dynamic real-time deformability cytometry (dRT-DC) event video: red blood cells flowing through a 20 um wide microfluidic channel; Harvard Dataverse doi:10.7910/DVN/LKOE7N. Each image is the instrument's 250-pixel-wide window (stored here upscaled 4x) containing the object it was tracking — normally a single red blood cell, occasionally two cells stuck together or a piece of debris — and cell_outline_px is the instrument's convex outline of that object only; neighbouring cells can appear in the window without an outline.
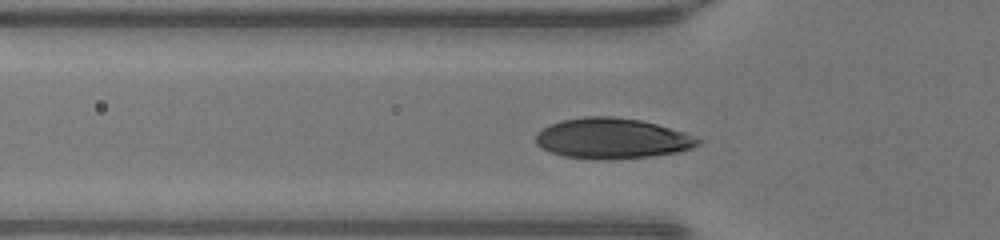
{"species": "human", "species_latin": "Homo sapiens", "temperature_condition": "warm", "stored_images_in_passage": 34, "camera_frame_rate_fps": 3000, "um_per_image_px": 0.085, "donor": {"sex": "male"}, "frame": {"image": 1, "passage_image": 10, "time_ms": 3.0, "image_size_px": [1000, 240], "cell_outline_px": [[700, 144], [692, 148], [676, 152], [652, 156], [600, 160], [564, 156], [552, 152], [536, 144], [536, 132], [560, 120], [584, 116], [612, 116], [640, 120], [656, 124], [684, 132], [700, 140]], "centroid_in_image_um": [52.01, 11.76], "position_along_channel_um": 73.8, "area_um2": 38.03}}
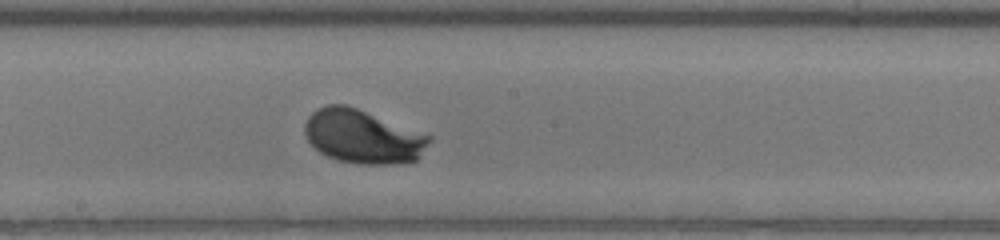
{"frame": {"image": 2, "passage_image": 20, "time_ms": 6.333, "image_size_px": [1000, 240], "cell_outline_px": [[432, 140], [416, 160], [396, 164], [360, 164], [336, 160], [320, 152], [308, 140], [304, 132], [304, 124], [308, 116], [316, 108], [328, 104], [344, 104], [356, 108], [432, 136]], "centroid_in_image_um": [30.82, 11.61], "position_along_channel_um": 217.4, "area_um2": 38.78}}
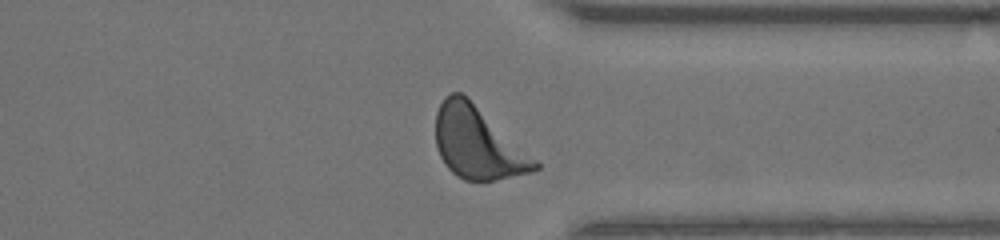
{"frame": {"image": 3, "passage_image": 31, "time_ms": 10.0, "image_size_px": [1000, 240], "cell_outline_px": [[540, 168], [532, 172], [496, 180], [464, 180], [456, 176], [444, 164], [436, 148], [436, 112], [444, 96], [452, 92], [460, 92], [536, 160], [540, 164]], "centroid_in_image_um": [40.55, 12.19], "position_along_channel_um": 370.8, "area_um2": 40.63}, "authors_computed_cell_mechanics": {"area_um2": 37.859, "velocity_mm_per_s": 4.2715, "shape_relaxation_time_tau1_ms": 1.7036, "shape_relaxation_time_tau2_ms": null, "deformation_change_tau1": 0.1433, "deformation_change_tau2": null}}